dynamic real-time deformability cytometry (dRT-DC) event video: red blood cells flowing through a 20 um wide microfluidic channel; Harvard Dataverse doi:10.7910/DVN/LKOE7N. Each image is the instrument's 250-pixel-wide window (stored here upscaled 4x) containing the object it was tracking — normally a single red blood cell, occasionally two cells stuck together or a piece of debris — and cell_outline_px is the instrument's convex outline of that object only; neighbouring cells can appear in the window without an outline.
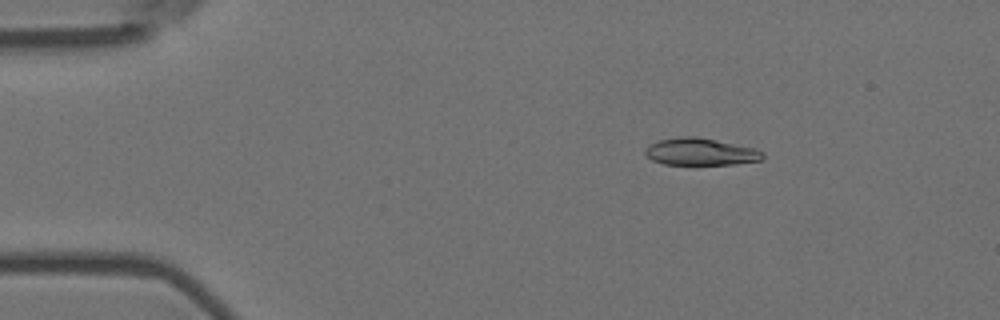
{"species": "Egyptian fruit bat (a non-hibernating species)", "species_latin": "Rousettus aegyptiacus", "temperature_condition": "room temperature", "stored_images_in_passage": 5, "camera_frame_rate_fps": 3000, "um_per_image_px": 0.085, "animal": {"sex": "female"}, "frame": {"image": 1, "passage_image": 2, "time_ms": 0.333, "image_size_px": [1000, 320], "cell_outline_px": [[764, 156], [760, 160], [736, 164], [664, 164], [652, 160], [644, 152], [644, 148], [648, 144], [660, 140], [684, 136], [692, 136], [716, 140], [756, 148], [764, 152]], "centroid_in_image_um": [59.54, 12.9], "position_along_channel_um": 25.5, "area_um2": 18.5}}